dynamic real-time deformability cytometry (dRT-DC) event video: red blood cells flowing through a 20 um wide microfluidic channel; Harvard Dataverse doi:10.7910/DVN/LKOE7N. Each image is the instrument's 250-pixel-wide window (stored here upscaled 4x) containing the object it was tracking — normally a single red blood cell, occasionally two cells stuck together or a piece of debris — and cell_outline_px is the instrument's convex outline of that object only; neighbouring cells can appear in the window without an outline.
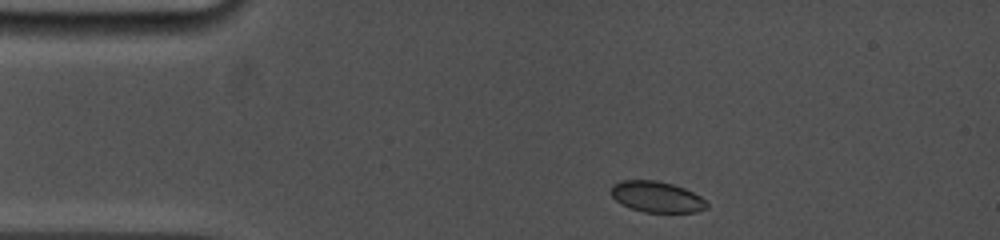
{"species": "common noctule bat (a hibernating species)", "species_latin": "Nyctalus noctula", "temperature_condition": "cold", "stored_images_in_passage": 3, "camera_frame_rate_fps": 5000, "um_per_image_px": 0.085, "animal": {"sex": "female", "body_mass_g": 19.0, "forearm_length_mm": 53.3}, "frame": {"image": 1, "passage_image": 1, "time_ms": 0.0, "image_size_px": [1000, 240], "cell_outline_px": [[708, 208], [696, 212], [644, 212], [620, 204], [612, 196], [612, 184], [620, 180], [656, 180], [672, 184], [684, 188], [700, 196], [708, 204]], "centroid_in_image_um": [55.82, 16.73], "position_along_channel_um": 29.2, "area_um2": 17.22}}